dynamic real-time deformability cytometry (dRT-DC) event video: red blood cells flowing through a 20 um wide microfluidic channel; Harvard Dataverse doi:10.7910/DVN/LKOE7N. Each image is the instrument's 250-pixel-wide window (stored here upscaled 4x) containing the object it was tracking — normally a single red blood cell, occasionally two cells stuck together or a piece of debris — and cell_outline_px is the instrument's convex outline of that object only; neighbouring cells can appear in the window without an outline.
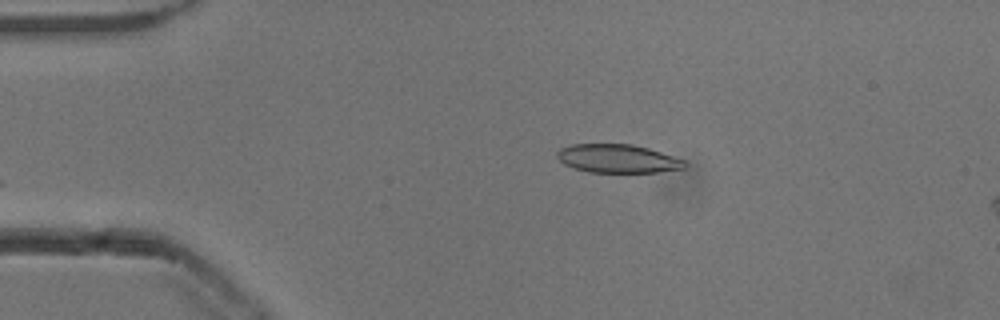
{"species": "common noctule bat (a hibernating species)", "species_latin": "Nyctalus noctula", "temperature_condition": "cold", "stored_images_in_passage": 44, "camera_frame_rate_fps": 3000, "um_per_image_px": 0.085, "animal": {"sex": "male", "body_mass_g": 13.3}, "frame": {"image": 1, "passage_image": 1, "time_ms": 0.0, "image_size_px": [1000, 320], "cell_outline_px": [[684, 168], [656, 172], [588, 172], [564, 164], [556, 156], [556, 152], [560, 148], [572, 144], [632, 144], [648, 148], [684, 160]], "centroid_in_image_um": [52.45, 13.47], "position_along_channel_um": 32.5, "area_um2": 20.92}}
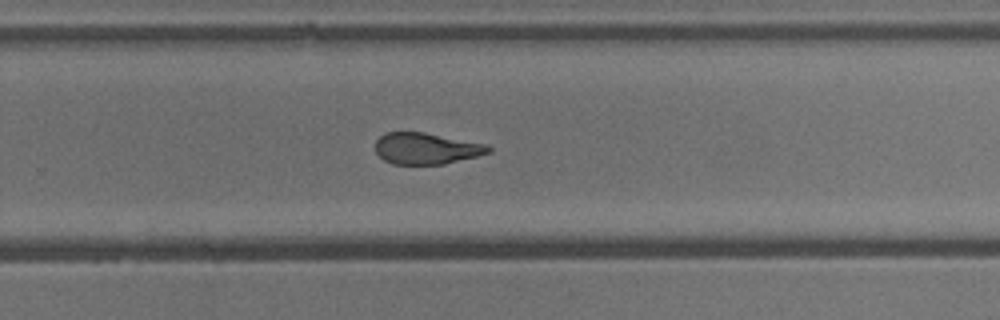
{"frame": {"image": 2, "passage_image": 25, "time_ms": 8.0, "image_size_px": [1000, 320], "cell_outline_px": [[492, 152], [444, 164], [392, 164], [384, 160], [376, 152], [376, 140], [384, 132], [424, 132], [488, 144], [492, 148]], "centroid_in_image_um": [36.25, 12.61], "position_along_channel_um": 293.6, "area_um2": 20.75}}
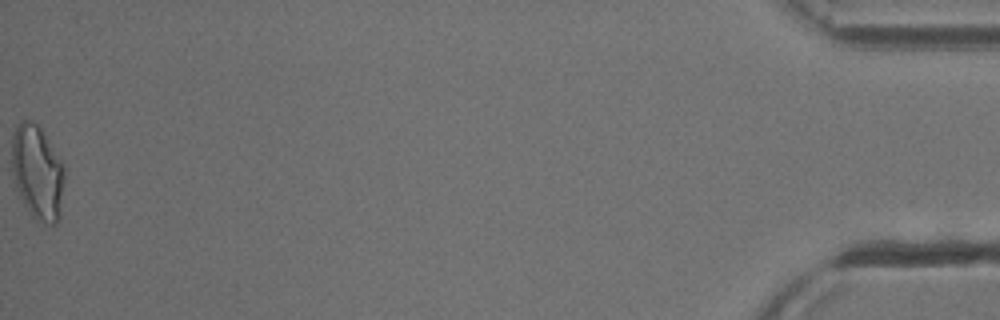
{"frame": {"image": 3, "passage_image": 44, "time_ms": 14.333, "image_size_px": [1000, 320], "cell_outline_px": [[64, 176], [60, 220], [56, 224], [44, 224], [36, 220], [28, 212], [16, 192], [12, 176], [12, 136], [16, 124], [20, 120], [32, 120], [40, 128], [64, 164]], "centroid_in_image_um": [3.16, 14.69], "position_along_channel_um": 432.0, "area_um2": 29.54}, "authors_computed_cell_mechanics": {"area_um2": 22.3686, "velocity_mm_per_s": 3.8418, "shape_relaxation_time_tau1_ms": 7.744, "shape_relaxation_time_tau2_ms": 2.1409, "deformation_change_tau1": 0.2096, "deformation_change_tau2": 0.097}}